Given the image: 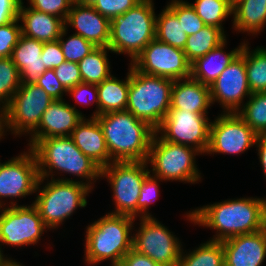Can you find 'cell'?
I'll list each match as a JSON object with an SVG mask.
<instances>
[{"label": "cell", "mask_w": 266, "mask_h": 266, "mask_svg": "<svg viewBox=\"0 0 266 266\" xmlns=\"http://www.w3.org/2000/svg\"><path fill=\"white\" fill-rule=\"evenodd\" d=\"M189 212V213H188ZM190 223L215 230L209 240L223 241L266 227V198L240 197L204 205L188 211Z\"/></svg>", "instance_id": "6da1fadb"}, {"label": "cell", "mask_w": 266, "mask_h": 266, "mask_svg": "<svg viewBox=\"0 0 266 266\" xmlns=\"http://www.w3.org/2000/svg\"><path fill=\"white\" fill-rule=\"evenodd\" d=\"M28 141L37 160L39 178L55 179L53 176L58 172L60 176L70 174L94 190L93 184L100 179L101 168L77 148L70 136Z\"/></svg>", "instance_id": "7a4b0ae2"}, {"label": "cell", "mask_w": 266, "mask_h": 266, "mask_svg": "<svg viewBox=\"0 0 266 266\" xmlns=\"http://www.w3.org/2000/svg\"><path fill=\"white\" fill-rule=\"evenodd\" d=\"M111 162L147 161L155 129L131 112L113 111L96 117Z\"/></svg>", "instance_id": "3957f363"}, {"label": "cell", "mask_w": 266, "mask_h": 266, "mask_svg": "<svg viewBox=\"0 0 266 266\" xmlns=\"http://www.w3.org/2000/svg\"><path fill=\"white\" fill-rule=\"evenodd\" d=\"M135 218L107 213L86 228L85 262L89 266L103 261L121 262L133 248Z\"/></svg>", "instance_id": "277c9868"}, {"label": "cell", "mask_w": 266, "mask_h": 266, "mask_svg": "<svg viewBox=\"0 0 266 266\" xmlns=\"http://www.w3.org/2000/svg\"><path fill=\"white\" fill-rule=\"evenodd\" d=\"M44 183L45 185L41 186ZM35 192H38L35 193L38 195L32 204L37 208L45 225L50 230H57L76 209L87 206L86 196H89L88 193H91L92 189L79 180L58 177L39 178Z\"/></svg>", "instance_id": "5b68a950"}, {"label": "cell", "mask_w": 266, "mask_h": 266, "mask_svg": "<svg viewBox=\"0 0 266 266\" xmlns=\"http://www.w3.org/2000/svg\"><path fill=\"white\" fill-rule=\"evenodd\" d=\"M156 16L153 0H142L121 16L111 19L108 48L114 54H127L132 63L155 39Z\"/></svg>", "instance_id": "8992f818"}, {"label": "cell", "mask_w": 266, "mask_h": 266, "mask_svg": "<svg viewBox=\"0 0 266 266\" xmlns=\"http://www.w3.org/2000/svg\"><path fill=\"white\" fill-rule=\"evenodd\" d=\"M129 65L130 84L126 110L156 130L170 109L174 81L141 73Z\"/></svg>", "instance_id": "52a82bcc"}, {"label": "cell", "mask_w": 266, "mask_h": 266, "mask_svg": "<svg viewBox=\"0 0 266 266\" xmlns=\"http://www.w3.org/2000/svg\"><path fill=\"white\" fill-rule=\"evenodd\" d=\"M196 149L163 140L156 132L152 138L147 164L149 172L163 181H178L195 184L201 182L197 168Z\"/></svg>", "instance_id": "ba28073f"}, {"label": "cell", "mask_w": 266, "mask_h": 266, "mask_svg": "<svg viewBox=\"0 0 266 266\" xmlns=\"http://www.w3.org/2000/svg\"><path fill=\"white\" fill-rule=\"evenodd\" d=\"M54 100L48 93L33 84H21L10 102L2 109L4 136L31 135L39 126L42 114Z\"/></svg>", "instance_id": "9c48e42d"}, {"label": "cell", "mask_w": 266, "mask_h": 266, "mask_svg": "<svg viewBox=\"0 0 266 266\" xmlns=\"http://www.w3.org/2000/svg\"><path fill=\"white\" fill-rule=\"evenodd\" d=\"M146 161L111 162L101 169L113 191L115 215H126L137 219V201L145 177L150 173Z\"/></svg>", "instance_id": "30bf717a"}, {"label": "cell", "mask_w": 266, "mask_h": 266, "mask_svg": "<svg viewBox=\"0 0 266 266\" xmlns=\"http://www.w3.org/2000/svg\"><path fill=\"white\" fill-rule=\"evenodd\" d=\"M6 203L10 205L0 208V256L2 258H5L3 244L12 247L35 245L44 232L49 230L33 204L18 205L17 200Z\"/></svg>", "instance_id": "8fae6325"}, {"label": "cell", "mask_w": 266, "mask_h": 266, "mask_svg": "<svg viewBox=\"0 0 266 266\" xmlns=\"http://www.w3.org/2000/svg\"><path fill=\"white\" fill-rule=\"evenodd\" d=\"M138 230H133V249L162 266H178L182 243L168 227L155 217L139 218Z\"/></svg>", "instance_id": "7c38bea8"}, {"label": "cell", "mask_w": 266, "mask_h": 266, "mask_svg": "<svg viewBox=\"0 0 266 266\" xmlns=\"http://www.w3.org/2000/svg\"><path fill=\"white\" fill-rule=\"evenodd\" d=\"M210 120L208 115L169 109L155 131L163 140L192 147L202 155L209 145Z\"/></svg>", "instance_id": "4fadbf2b"}, {"label": "cell", "mask_w": 266, "mask_h": 266, "mask_svg": "<svg viewBox=\"0 0 266 266\" xmlns=\"http://www.w3.org/2000/svg\"><path fill=\"white\" fill-rule=\"evenodd\" d=\"M130 64L141 73L173 81L191 77V63L184 51L156 38Z\"/></svg>", "instance_id": "5bb4252c"}, {"label": "cell", "mask_w": 266, "mask_h": 266, "mask_svg": "<svg viewBox=\"0 0 266 266\" xmlns=\"http://www.w3.org/2000/svg\"><path fill=\"white\" fill-rule=\"evenodd\" d=\"M257 134L236 113H223L211 121L209 145L205 154H241L255 146Z\"/></svg>", "instance_id": "9a60e30c"}, {"label": "cell", "mask_w": 266, "mask_h": 266, "mask_svg": "<svg viewBox=\"0 0 266 266\" xmlns=\"http://www.w3.org/2000/svg\"><path fill=\"white\" fill-rule=\"evenodd\" d=\"M27 149L0 166V208L6 207L2 201L4 198H25L36 193L39 180L37 160L33 151Z\"/></svg>", "instance_id": "2e32d148"}, {"label": "cell", "mask_w": 266, "mask_h": 266, "mask_svg": "<svg viewBox=\"0 0 266 266\" xmlns=\"http://www.w3.org/2000/svg\"><path fill=\"white\" fill-rule=\"evenodd\" d=\"M251 94L245 59L240 54L210 86L211 104L218 102L223 113L237 112L245 103L244 99Z\"/></svg>", "instance_id": "e0dca14e"}, {"label": "cell", "mask_w": 266, "mask_h": 266, "mask_svg": "<svg viewBox=\"0 0 266 266\" xmlns=\"http://www.w3.org/2000/svg\"><path fill=\"white\" fill-rule=\"evenodd\" d=\"M69 26L76 30L74 34L82 36L96 47H108L111 20L92 6L73 3L65 21V27Z\"/></svg>", "instance_id": "ac0fdd59"}, {"label": "cell", "mask_w": 266, "mask_h": 266, "mask_svg": "<svg viewBox=\"0 0 266 266\" xmlns=\"http://www.w3.org/2000/svg\"><path fill=\"white\" fill-rule=\"evenodd\" d=\"M84 118L82 112L63 100H54L42 114L38 128L29 140L49 137L70 136L78 123Z\"/></svg>", "instance_id": "d6986e66"}, {"label": "cell", "mask_w": 266, "mask_h": 266, "mask_svg": "<svg viewBox=\"0 0 266 266\" xmlns=\"http://www.w3.org/2000/svg\"><path fill=\"white\" fill-rule=\"evenodd\" d=\"M225 266H261L266 258V227L222 241Z\"/></svg>", "instance_id": "ffe728a7"}, {"label": "cell", "mask_w": 266, "mask_h": 266, "mask_svg": "<svg viewBox=\"0 0 266 266\" xmlns=\"http://www.w3.org/2000/svg\"><path fill=\"white\" fill-rule=\"evenodd\" d=\"M70 137L77 148L101 169L110 164V155L102 127L94 117L86 116L78 123Z\"/></svg>", "instance_id": "44dd1931"}, {"label": "cell", "mask_w": 266, "mask_h": 266, "mask_svg": "<svg viewBox=\"0 0 266 266\" xmlns=\"http://www.w3.org/2000/svg\"><path fill=\"white\" fill-rule=\"evenodd\" d=\"M211 105L210 86L192 77L174 81L171 89L170 109L208 115Z\"/></svg>", "instance_id": "7402d4cb"}, {"label": "cell", "mask_w": 266, "mask_h": 266, "mask_svg": "<svg viewBox=\"0 0 266 266\" xmlns=\"http://www.w3.org/2000/svg\"><path fill=\"white\" fill-rule=\"evenodd\" d=\"M18 18L21 22L22 35L43 43L58 40L65 28L63 19L28 6L26 8L23 1L20 5Z\"/></svg>", "instance_id": "603a6c76"}, {"label": "cell", "mask_w": 266, "mask_h": 266, "mask_svg": "<svg viewBox=\"0 0 266 266\" xmlns=\"http://www.w3.org/2000/svg\"><path fill=\"white\" fill-rule=\"evenodd\" d=\"M43 45V42L21 34L11 55L20 72L21 84L35 83L47 70L41 58Z\"/></svg>", "instance_id": "cb8c5ba5"}, {"label": "cell", "mask_w": 266, "mask_h": 266, "mask_svg": "<svg viewBox=\"0 0 266 266\" xmlns=\"http://www.w3.org/2000/svg\"><path fill=\"white\" fill-rule=\"evenodd\" d=\"M244 42L234 50L225 52L227 38L209 51L205 56L197 58L191 63V77L202 84L211 86L224 69L240 54Z\"/></svg>", "instance_id": "d4e9b609"}, {"label": "cell", "mask_w": 266, "mask_h": 266, "mask_svg": "<svg viewBox=\"0 0 266 266\" xmlns=\"http://www.w3.org/2000/svg\"><path fill=\"white\" fill-rule=\"evenodd\" d=\"M232 16L235 31L258 35L266 27V0H242L233 7Z\"/></svg>", "instance_id": "484cf974"}, {"label": "cell", "mask_w": 266, "mask_h": 266, "mask_svg": "<svg viewBox=\"0 0 266 266\" xmlns=\"http://www.w3.org/2000/svg\"><path fill=\"white\" fill-rule=\"evenodd\" d=\"M129 84L130 66L124 80H120L112 74L109 78L96 85L98 90L99 115L126 110Z\"/></svg>", "instance_id": "4316f807"}, {"label": "cell", "mask_w": 266, "mask_h": 266, "mask_svg": "<svg viewBox=\"0 0 266 266\" xmlns=\"http://www.w3.org/2000/svg\"><path fill=\"white\" fill-rule=\"evenodd\" d=\"M248 46L249 42L244 39L240 55L245 59L249 89L251 93L266 92V47L250 50Z\"/></svg>", "instance_id": "83f0119b"}, {"label": "cell", "mask_w": 266, "mask_h": 266, "mask_svg": "<svg viewBox=\"0 0 266 266\" xmlns=\"http://www.w3.org/2000/svg\"><path fill=\"white\" fill-rule=\"evenodd\" d=\"M185 252L182 248L178 266H225L222 241L207 240Z\"/></svg>", "instance_id": "f1b7e54d"}, {"label": "cell", "mask_w": 266, "mask_h": 266, "mask_svg": "<svg viewBox=\"0 0 266 266\" xmlns=\"http://www.w3.org/2000/svg\"><path fill=\"white\" fill-rule=\"evenodd\" d=\"M109 51L111 53L108 47H96L78 63L83 83L97 85L112 75L107 57Z\"/></svg>", "instance_id": "f546056e"}, {"label": "cell", "mask_w": 266, "mask_h": 266, "mask_svg": "<svg viewBox=\"0 0 266 266\" xmlns=\"http://www.w3.org/2000/svg\"><path fill=\"white\" fill-rule=\"evenodd\" d=\"M226 34L218 27L206 25L194 35H189L183 49L187 60L192 63L205 56L226 39Z\"/></svg>", "instance_id": "4dcf8cb0"}, {"label": "cell", "mask_w": 266, "mask_h": 266, "mask_svg": "<svg viewBox=\"0 0 266 266\" xmlns=\"http://www.w3.org/2000/svg\"><path fill=\"white\" fill-rule=\"evenodd\" d=\"M155 38L181 50L185 47L188 36L177 16L167 6L156 16Z\"/></svg>", "instance_id": "1f68e13d"}, {"label": "cell", "mask_w": 266, "mask_h": 266, "mask_svg": "<svg viewBox=\"0 0 266 266\" xmlns=\"http://www.w3.org/2000/svg\"><path fill=\"white\" fill-rule=\"evenodd\" d=\"M236 113L257 135H266V92L252 93Z\"/></svg>", "instance_id": "d6a6232c"}, {"label": "cell", "mask_w": 266, "mask_h": 266, "mask_svg": "<svg viewBox=\"0 0 266 266\" xmlns=\"http://www.w3.org/2000/svg\"><path fill=\"white\" fill-rule=\"evenodd\" d=\"M190 4L206 25L218 27L226 32L222 22L233 15V7L229 0H195Z\"/></svg>", "instance_id": "836d02e7"}, {"label": "cell", "mask_w": 266, "mask_h": 266, "mask_svg": "<svg viewBox=\"0 0 266 266\" xmlns=\"http://www.w3.org/2000/svg\"><path fill=\"white\" fill-rule=\"evenodd\" d=\"M21 85L20 72L11 57L0 58V108L3 109Z\"/></svg>", "instance_id": "e575fe53"}, {"label": "cell", "mask_w": 266, "mask_h": 266, "mask_svg": "<svg viewBox=\"0 0 266 266\" xmlns=\"http://www.w3.org/2000/svg\"><path fill=\"white\" fill-rule=\"evenodd\" d=\"M67 31L68 28L65 27L58 39L65 61L79 63L90 52H92L96 46L92 42L84 39L82 36L74 33L65 39L64 37L68 34Z\"/></svg>", "instance_id": "d590c367"}, {"label": "cell", "mask_w": 266, "mask_h": 266, "mask_svg": "<svg viewBox=\"0 0 266 266\" xmlns=\"http://www.w3.org/2000/svg\"><path fill=\"white\" fill-rule=\"evenodd\" d=\"M166 6L177 16L187 36L196 34L206 26L189 2L171 0Z\"/></svg>", "instance_id": "8d00e7d4"}, {"label": "cell", "mask_w": 266, "mask_h": 266, "mask_svg": "<svg viewBox=\"0 0 266 266\" xmlns=\"http://www.w3.org/2000/svg\"><path fill=\"white\" fill-rule=\"evenodd\" d=\"M162 181L159 177H156L149 173L140 188V196L137 201V217H153L149 213L150 205L157 200L159 196V182ZM140 214V215H139Z\"/></svg>", "instance_id": "74e56055"}, {"label": "cell", "mask_w": 266, "mask_h": 266, "mask_svg": "<svg viewBox=\"0 0 266 266\" xmlns=\"http://www.w3.org/2000/svg\"><path fill=\"white\" fill-rule=\"evenodd\" d=\"M19 18L0 26V58L11 57L22 32Z\"/></svg>", "instance_id": "f35d334b"}, {"label": "cell", "mask_w": 266, "mask_h": 266, "mask_svg": "<svg viewBox=\"0 0 266 266\" xmlns=\"http://www.w3.org/2000/svg\"><path fill=\"white\" fill-rule=\"evenodd\" d=\"M67 93L69 94L68 96H72L78 104L86 106L95 104L96 110L90 117L96 118L99 116L98 90L96 84L82 82L75 87L68 89Z\"/></svg>", "instance_id": "ab89813d"}, {"label": "cell", "mask_w": 266, "mask_h": 266, "mask_svg": "<svg viewBox=\"0 0 266 266\" xmlns=\"http://www.w3.org/2000/svg\"><path fill=\"white\" fill-rule=\"evenodd\" d=\"M29 8L59 17L66 21L73 2L71 0H28Z\"/></svg>", "instance_id": "60d3db41"}, {"label": "cell", "mask_w": 266, "mask_h": 266, "mask_svg": "<svg viewBox=\"0 0 266 266\" xmlns=\"http://www.w3.org/2000/svg\"><path fill=\"white\" fill-rule=\"evenodd\" d=\"M142 0H97L92 6L102 16L113 19L135 7Z\"/></svg>", "instance_id": "b9f144b4"}, {"label": "cell", "mask_w": 266, "mask_h": 266, "mask_svg": "<svg viewBox=\"0 0 266 266\" xmlns=\"http://www.w3.org/2000/svg\"><path fill=\"white\" fill-rule=\"evenodd\" d=\"M53 70L57 79L66 90L82 83L78 63L64 61L60 66Z\"/></svg>", "instance_id": "7bdbcfd3"}, {"label": "cell", "mask_w": 266, "mask_h": 266, "mask_svg": "<svg viewBox=\"0 0 266 266\" xmlns=\"http://www.w3.org/2000/svg\"><path fill=\"white\" fill-rule=\"evenodd\" d=\"M35 84L44 89L53 100H63V96L67 94L53 69H48L40 75Z\"/></svg>", "instance_id": "ee69618b"}, {"label": "cell", "mask_w": 266, "mask_h": 266, "mask_svg": "<svg viewBox=\"0 0 266 266\" xmlns=\"http://www.w3.org/2000/svg\"><path fill=\"white\" fill-rule=\"evenodd\" d=\"M41 58L47 70L60 66L65 58L59 40L44 43Z\"/></svg>", "instance_id": "f6af8a7d"}, {"label": "cell", "mask_w": 266, "mask_h": 266, "mask_svg": "<svg viewBox=\"0 0 266 266\" xmlns=\"http://www.w3.org/2000/svg\"><path fill=\"white\" fill-rule=\"evenodd\" d=\"M22 1L0 0V26L18 19Z\"/></svg>", "instance_id": "bcb514c9"}, {"label": "cell", "mask_w": 266, "mask_h": 266, "mask_svg": "<svg viewBox=\"0 0 266 266\" xmlns=\"http://www.w3.org/2000/svg\"><path fill=\"white\" fill-rule=\"evenodd\" d=\"M121 262L123 266H162L133 248L123 257Z\"/></svg>", "instance_id": "7dc6e473"}, {"label": "cell", "mask_w": 266, "mask_h": 266, "mask_svg": "<svg viewBox=\"0 0 266 266\" xmlns=\"http://www.w3.org/2000/svg\"><path fill=\"white\" fill-rule=\"evenodd\" d=\"M255 147H257L256 150H258L259 162L263 168L262 170L266 179V135L257 136Z\"/></svg>", "instance_id": "c3c4849f"}, {"label": "cell", "mask_w": 266, "mask_h": 266, "mask_svg": "<svg viewBox=\"0 0 266 266\" xmlns=\"http://www.w3.org/2000/svg\"><path fill=\"white\" fill-rule=\"evenodd\" d=\"M12 257H6L5 258H2L0 260V266H24L22 265V263L20 262H17L15 259H11Z\"/></svg>", "instance_id": "681fc988"}, {"label": "cell", "mask_w": 266, "mask_h": 266, "mask_svg": "<svg viewBox=\"0 0 266 266\" xmlns=\"http://www.w3.org/2000/svg\"><path fill=\"white\" fill-rule=\"evenodd\" d=\"M4 138V131H3V114L2 109L0 108V140Z\"/></svg>", "instance_id": "f907efd6"}, {"label": "cell", "mask_w": 266, "mask_h": 266, "mask_svg": "<svg viewBox=\"0 0 266 266\" xmlns=\"http://www.w3.org/2000/svg\"><path fill=\"white\" fill-rule=\"evenodd\" d=\"M97 0H80L82 5L93 6Z\"/></svg>", "instance_id": "816d5d0a"}, {"label": "cell", "mask_w": 266, "mask_h": 266, "mask_svg": "<svg viewBox=\"0 0 266 266\" xmlns=\"http://www.w3.org/2000/svg\"><path fill=\"white\" fill-rule=\"evenodd\" d=\"M242 0H229V3L232 7H234L236 4H238Z\"/></svg>", "instance_id": "f5cc1de1"}, {"label": "cell", "mask_w": 266, "mask_h": 266, "mask_svg": "<svg viewBox=\"0 0 266 266\" xmlns=\"http://www.w3.org/2000/svg\"><path fill=\"white\" fill-rule=\"evenodd\" d=\"M110 266H123L122 262H111Z\"/></svg>", "instance_id": "db71d44e"}, {"label": "cell", "mask_w": 266, "mask_h": 266, "mask_svg": "<svg viewBox=\"0 0 266 266\" xmlns=\"http://www.w3.org/2000/svg\"><path fill=\"white\" fill-rule=\"evenodd\" d=\"M73 3L80 2V0H71Z\"/></svg>", "instance_id": "11a10c76"}]
</instances>
